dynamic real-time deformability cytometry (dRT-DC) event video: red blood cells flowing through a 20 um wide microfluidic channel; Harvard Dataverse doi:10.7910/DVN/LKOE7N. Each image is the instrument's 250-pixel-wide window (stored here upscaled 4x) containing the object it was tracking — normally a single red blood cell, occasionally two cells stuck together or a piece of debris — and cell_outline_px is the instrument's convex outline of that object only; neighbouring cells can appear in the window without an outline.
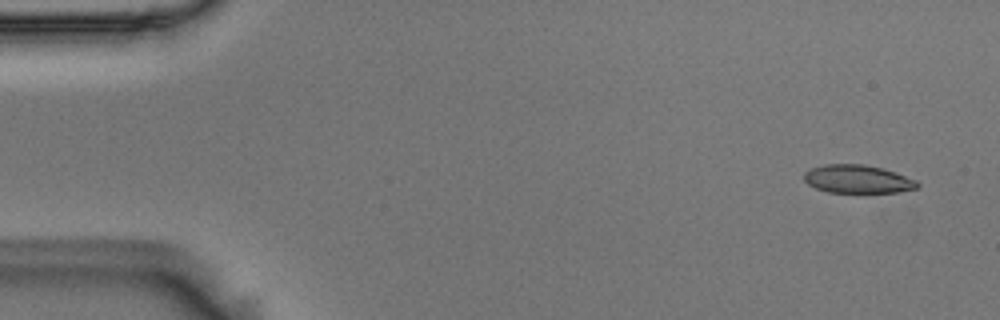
{"species": "Egyptian fruit bat (a non-hibernating species)", "species_latin": "Rousettus aegyptiacus", "temperature_condition": "room temperature", "stored_images_in_passage": 49, "camera_frame_rate_fps": 3000, "um_per_image_px": 0.085, "animal": {"sex": "male"}, "frame": {"image": 1, "passage_image": 1, "time_ms": 0.0, "image_size_px": [1000, 320], "cell_outline_px": [[920, 184], [916, 188], [896, 192], [864, 196], [828, 192], [816, 188], [808, 184], [804, 180], [804, 172], [812, 168], [824, 164], [864, 164], [884, 168], [896, 172], [916, 180]], "centroid_in_image_um": [72.92, 15.27], "position_along_channel_um": 12.1, "area_um2": 19.59}}
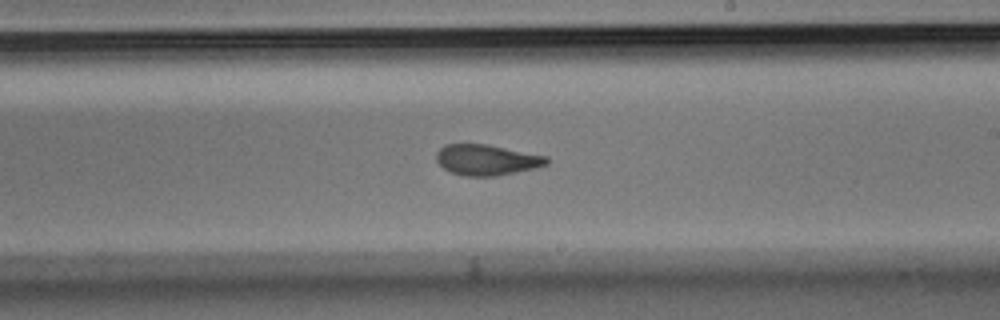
{"frame": {"image": 2, "passage_image": 30, "time_ms": 9.667, "image_size_px": [1000, 320], "cell_outline_px": [[548, 164], [536, 168], [496, 176], [464, 176], [452, 172], [444, 168], [436, 160], [436, 152], [444, 144], [488, 144], [548, 156]], "centroid_in_image_um": [41.38, 13.58], "position_along_channel_um": 247.6, "area_um2": 19.83}}
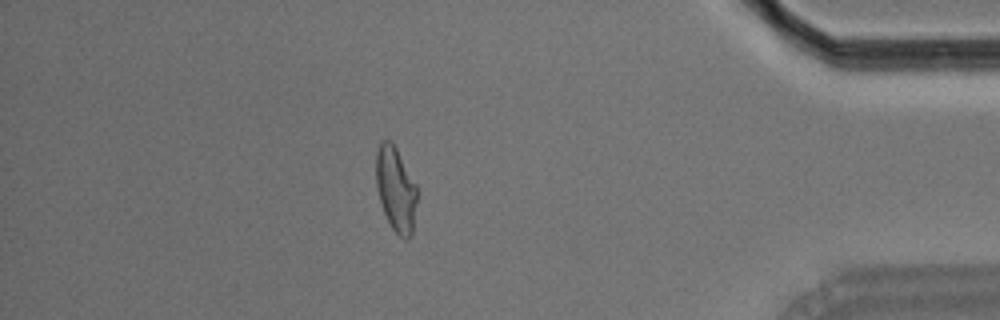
{"frame": {"image": 3, "passage_image": 46, "time_ms": 15.0, "image_size_px": [1000, 320], "cell_outline_px": [[416, 204], [412, 236], [404, 240], [392, 228], [384, 212], [376, 188], [376, 152], [380, 140], [388, 140], [396, 148], [416, 184]], "centroid_in_image_um": [33.63, 16.09], "position_along_channel_um": 401.6, "area_um2": 20.06}, "authors_computed_cell_mechanics": {"area_um2": 20.1144, "velocity_mm_per_s": 3.6417, "shape_relaxation_time_tau1_ms": 8.3969, "shape_relaxation_time_tau2_ms": 1.9524, "deformation_change_tau1": 0.2032, "deformation_change_tau2": 0.0883}}